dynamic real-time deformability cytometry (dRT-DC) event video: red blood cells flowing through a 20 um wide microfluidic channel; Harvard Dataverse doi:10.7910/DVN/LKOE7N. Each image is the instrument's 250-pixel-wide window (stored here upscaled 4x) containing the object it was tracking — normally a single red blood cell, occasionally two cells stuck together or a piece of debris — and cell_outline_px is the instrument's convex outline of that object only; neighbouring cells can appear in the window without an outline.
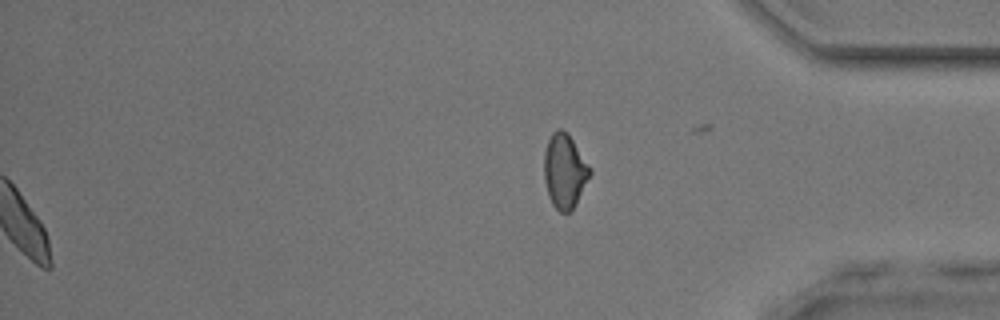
{"species": "common noctule bat (a hibernating species)", "species_latin": "Nyctalus noctula", "temperature_condition": "room temperature", "stored_images_in_passage": 40, "segment_of_instrument_passage": [2, 2], "camera_frame_rate_fps": 3000, "um_per_image_px": 0.085, "animal": {"sex": "male", "body_mass_g": 17.9, "forearm_length_mm": 54.2}, "frame": {"image": 1, "passage_image": 40, "time_ms": 13.0, "image_size_px": [1000, 320], "cell_outline_px": [[592, 172], [572, 208], [568, 212], [560, 212], [552, 204], [548, 196], [544, 180], [544, 152], [548, 140], [552, 132], [556, 128], [560, 128], [568, 132], [592, 168]], "centroid_in_image_um": [47.98, 14.48], "position_along_channel_um": 387.2, "area_um2": 19.88}}